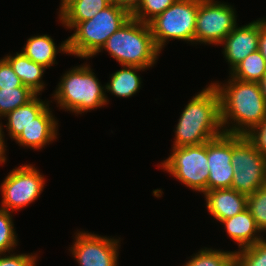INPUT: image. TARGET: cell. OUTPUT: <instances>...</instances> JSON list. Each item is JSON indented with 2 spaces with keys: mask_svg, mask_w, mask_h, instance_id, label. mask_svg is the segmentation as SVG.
<instances>
[{
  "mask_svg": "<svg viewBox=\"0 0 266 266\" xmlns=\"http://www.w3.org/2000/svg\"><path fill=\"white\" fill-rule=\"evenodd\" d=\"M111 4H117V0H108Z\"/></svg>",
  "mask_w": 266,
  "mask_h": 266,
  "instance_id": "cell-36",
  "label": "cell"
},
{
  "mask_svg": "<svg viewBox=\"0 0 266 266\" xmlns=\"http://www.w3.org/2000/svg\"><path fill=\"white\" fill-rule=\"evenodd\" d=\"M89 64L76 66L61 78L53 98L61 109L82 114L100 108L109 102L105 86L94 75ZM105 90V91H104Z\"/></svg>",
  "mask_w": 266,
  "mask_h": 266,
  "instance_id": "cell-5",
  "label": "cell"
},
{
  "mask_svg": "<svg viewBox=\"0 0 266 266\" xmlns=\"http://www.w3.org/2000/svg\"><path fill=\"white\" fill-rule=\"evenodd\" d=\"M235 266H266V239L235 251Z\"/></svg>",
  "mask_w": 266,
  "mask_h": 266,
  "instance_id": "cell-25",
  "label": "cell"
},
{
  "mask_svg": "<svg viewBox=\"0 0 266 266\" xmlns=\"http://www.w3.org/2000/svg\"><path fill=\"white\" fill-rule=\"evenodd\" d=\"M49 106L15 139L17 144L32 149H42L46 144L51 143L57 137L58 121L51 113Z\"/></svg>",
  "mask_w": 266,
  "mask_h": 266,
  "instance_id": "cell-15",
  "label": "cell"
},
{
  "mask_svg": "<svg viewBox=\"0 0 266 266\" xmlns=\"http://www.w3.org/2000/svg\"><path fill=\"white\" fill-rule=\"evenodd\" d=\"M4 59L11 65L22 84L29 87L34 93L40 95V92L44 90L45 87L41 79L46 68L32 61L22 52L16 53L15 56L7 55Z\"/></svg>",
  "mask_w": 266,
  "mask_h": 266,
  "instance_id": "cell-19",
  "label": "cell"
},
{
  "mask_svg": "<svg viewBox=\"0 0 266 266\" xmlns=\"http://www.w3.org/2000/svg\"><path fill=\"white\" fill-rule=\"evenodd\" d=\"M176 1L177 0H143L139 8L132 14V17L138 21L149 24Z\"/></svg>",
  "mask_w": 266,
  "mask_h": 266,
  "instance_id": "cell-28",
  "label": "cell"
},
{
  "mask_svg": "<svg viewBox=\"0 0 266 266\" xmlns=\"http://www.w3.org/2000/svg\"><path fill=\"white\" fill-rule=\"evenodd\" d=\"M259 19L244 26H236L222 41L224 57L232 70L250 53L258 50Z\"/></svg>",
  "mask_w": 266,
  "mask_h": 266,
  "instance_id": "cell-13",
  "label": "cell"
},
{
  "mask_svg": "<svg viewBox=\"0 0 266 266\" xmlns=\"http://www.w3.org/2000/svg\"><path fill=\"white\" fill-rule=\"evenodd\" d=\"M183 266H235V251L206 248L191 256Z\"/></svg>",
  "mask_w": 266,
  "mask_h": 266,
  "instance_id": "cell-24",
  "label": "cell"
},
{
  "mask_svg": "<svg viewBox=\"0 0 266 266\" xmlns=\"http://www.w3.org/2000/svg\"><path fill=\"white\" fill-rule=\"evenodd\" d=\"M245 136L253 146L266 157V117Z\"/></svg>",
  "mask_w": 266,
  "mask_h": 266,
  "instance_id": "cell-29",
  "label": "cell"
},
{
  "mask_svg": "<svg viewBox=\"0 0 266 266\" xmlns=\"http://www.w3.org/2000/svg\"><path fill=\"white\" fill-rule=\"evenodd\" d=\"M263 187L266 188V172H265V178H264V185H263Z\"/></svg>",
  "mask_w": 266,
  "mask_h": 266,
  "instance_id": "cell-37",
  "label": "cell"
},
{
  "mask_svg": "<svg viewBox=\"0 0 266 266\" xmlns=\"http://www.w3.org/2000/svg\"><path fill=\"white\" fill-rule=\"evenodd\" d=\"M44 175L30 164L10 171L1 184V209L20 210L34 202L43 191Z\"/></svg>",
  "mask_w": 266,
  "mask_h": 266,
  "instance_id": "cell-10",
  "label": "cell"
},
{
  "mask_svg": "<svg viewBox=\"0 0 266 266\" xmlns=\"http://www.w3.org/2000/svg\"><path fill=\"white\" fill-rule=\"evenodd\" d=\"M107 50L121 66H139L150 68L160 54L157 49L149 24L131 17L114 32L97 52Z\"/></svg>",
  "mask_w": 266,
  "mask_h": 266,
  "instance_id": "cell-3",
  "label": "cell"
},
{
  "mask_svg": "<svg viewBox=\"0 0 266 266\" xmlns=\"http://www.w3.org/2000/svg\"><path fill=\"white\" fill-rule=\"evenodd\" d=\"M258 83L261 88L262 95L266 101V73Z\"/></svg>",
  "mask_w": 266,
  "mask_h": 266,
  "instance_id": "cell-35",
  "label": "cell"
},
{
  "mask_svg": "<svg viewBox=\"0 0 266 266\" xmlns=\"http://www.w3.org/2000/svg\"><path fill=\"white\" fill-rule=\"evenodd\" d=\"M226 82L225 85L212 83L220 98L223 131L246 135L266 117V101L258 82H244L232 77ZM229 124L232 125L229 127Z\"/></svg>",
  "mask_w": 266,
  "mask_h": 266,
  "instance_id": "cell-1",
  "label": "cell"
},
{
  "mask_svg": "<svg viewBox=\"0 0 266 266\" xmlns=\"http://www.w3.org/2000/svg\"><path fill=\"white\" fill-rule=\"evenodd\" d=\"M142 2L143 0H117V5L127 10L132 15Z\"/></svg>",
  "mask_w": 266,
  "mask_h": 266,
  "instance_id": "cell-33",
  "label": "cell"
},
{
  "mask_svg": "<svg viewBox=\"0 0 266 266\" xmlns=\"http://www.w3.org/2000/svg\"><path fill=\"white\" fill-rule=\"evenodd\" d=\"M0 208V254L10 251L17 246V236L14 229L12 214Z\"/></svg>",
  "mask_w": 266,
  "mask_h": 266,
  "instance_id": "cell-26",
  "label": "cell"
},
{
  "mask_svg": "<svg viewBox=\"0 0 266 266\" xmlns=\"http://www.w3.org/2000/svg\"><path fill=\"white\" fill-rule=\"evenodd\" d=\"M71 253L79 266H117L119 239L78 232Z\"/></svg>",
  "mask_w": 266,
  "mask_h": 266,
  "instance_id": "cell-11",
  "label": "cell"
},
{
  "mask_svg": "<svg viewBox=\"0 0 266 266\" xmlns=\"http://www.w3.org/2000/svg\"><path fill=\"white\" fill-rule=\"evenodd\" d=\"M56 47L49 35H37L27 39V43L21 52L32 61L43 65L45 68H49L56 64V54L59 51L69 53L67 39L59 46L60 49Z\"/></svg>",
  "mask_w": 266,
  "mask_h": 266,
  "instance_id": "cell-18",
  "label": "cell"
},
{
  "mask_svg": "<svg viewBox=\"0 0 266 266\" xmlns=\"http://www.w3.org/2000/svg\"><path fill=\"white\" fill-rule=\"evenodd\" d=\"M204 196L207 210L219 222L247 209L248 196L232 188L213 189L206 191Z\"/></svg>",
  "mask_w": 266,
  "mask_h": 266,
  "instance_id": "cell-14",
  "label": "cell"
},
{
  "mask_svg": "<svg viewBox=\"0 0 266 266\" xmlns=\"http://www.w3.org/2000/svg\"><path fill=\"white\" fill-rule=\"evenodd\" d=\"M36 93L22 85L16 88H0V117L29 102Z\"/></svg>",
  "mask_w": 266,
  "mask_h": 266,
  "instance_id": "cell-23",
  "label": "cell"
},
{
  "mask_svg": "<svg viewBox=\"0 0 266 266\" xmlns=\"http://www.w3.org/2000/svg\"><path fill=\"white\" fill-rule=\"evenodd\" d=\"M232 158V134L223 133L207 142L209 178L207 191L231 188L234 176Z\"/></svg>",
  "mask_w": 266,
  "mask_h": 266,
  "instance_id": "cell-12",
  "label": "cell"
},
{
  "mask_svg": "<svg viewBox=\"0 0 266 266\" xmlns=\"http://www.w3.org/2000/svg\"><path fill=\"white\" fill-rule=\"evenodd\" d=\"M110 4L108 0H61L59 19L72 30L78 22L92 19Z\"/></svg>",
  "mask_w": 266,
  "mask_h": 266,
  "instance_id": "cell-16",
  "label": "cell"
},
{
  "mask_svg": "<svg viewBox=\"0 0 266 266\" xmlns=\"http://www.w3.org/2000/svg\"><path fill=\"white\" fill-rule=\"evenodd\" d=\"M258 50L266 60V19L259 18V43Z\"/></svg>",
  "mask_w": 266,
  "mask_h": 266,
  "instance_id": "cell-32",
  "label": "cell"
},
{
  "mask_svg": "<svg viewBox=\"0 0 266 266\" xmlns=\"http://www.w3.org/2000/svg\"><path fill=\"white\" fill-rule=\"evenodd\" d=\"M1 119V118H0ZM3 126L2 123L0 122V163H4L6 162V145H5V141H4V132L2 131Z\"/></svg>",
  "mask_w": 266,
  "mask_h": 266,
  "instance_id": "cell-34",
  "label": "cell"
},
{
  "mask_svg": "<svg viewBox=\"0 0 266 266\" xmlns=\"http://www.w3.org/2000/svg\"><path fill=\"white\" fill-rule=\"evenodd\" d=\"M36 94L29 102L9 112L6 116L8 119L5 127L9 135L14 140L23 131L24 127L33 122V119L38 117L49 104L42 99L37 98Z\"/></svg>",
  "mask_w": 266,
  "mask_h": 266,
  "instance_id": "cell-20",
  "label": "cell"
},
{
  "mask_svg": "<svg viewBox=\"0 0 266 266\" xmlns=\"http://www.w3.org/2000/svg\"><path fill=\"white\" fill-rule=\"evenodd\" d=\"M22 85L11 65L4 58L0 59V88H16Z\"/></svg>",
  "mask_w": 266,
  "mask_h": 266,
  "instance_id": "cell-30",
  "label": "cell"
},
{
  "mask_svg": "<svg viewBox=\"0 0 266 266\" xmlns=\"http://www.w3.org/2000/svg\"><path fill=\"white\" fill-rule=\"evenodd\" d=\"M132 15L117 4H110L92 19L78 22L68 37V54L91 58L103 47L107 39L124 25Z\"/></svg>",
  "mask_w": 266,
  "mask_h": 266,
  "instance_id": "cell-4",
  "label": "cell"
},
{
  "mask_svg": "<svg viewBox=\"0 0 266 266\" xmlns=\"http://www.w3.org/2000/svg\"><path fill=\"white\" fill-rule=\"evenodd\" d=\"M175 129L173 147L207 143L224 133L220 98L212 83L188 102Z\"/></svg>",
  "mask_w": 266,
  "mask_h": 266,
  "instance_id": "cell-2",
  "label": "cell"
},
{
  "mask_svg": "<svg viewBox=\"0 0 266 266\" xmlns=\"http://www.w3.org/2000/svg\"><path fill=\"white\" fill-rule=\"evenodd\" d=\"M198 6L199 0H177L149 23L160 52L169 39L194 43Z\"/></svg>",
  "mask_w": 266,
  "mask_h": 266,
  "instance_id": "cell-6",
  "label": "cell"
},
{
  "mask_svg": "<svg viewBox=\"0 0 266 266\" xmlns=\"http://www.w3.org/2000/svg\"><path fill=\"white\" fill-rule=\"evenodd\" d=\"M207 143L173 147L171 155L160 165L181 183L194 191H207L209 165Z\"/></svg>",
  "mask_w": 266,
  "mask_h": 266,
  "instance_id": "cell-8",
  "label": "cell"
},
{
  "mask_svg": "<svg viewBox=\"0 0 266 266\" xmlns=\"http://www.w3.org/2000/svg\"><path fill=\"white\" fill-rule=\"evenodd\" d=\"M247 209L261 232L266 231V188L260 187L247 198Z\"/></svg>",
  "mask_w": 266,
  "mask_h": 266,
  "instance_id": "cell-27",
  "label": "cell"
},
{
  "mask_svg": "<svg viewBox=\"0 0 266 266\" xmlns=\"http://www.w3.org/2000/svg\"><path fill=\"white\" fill-rule=\"evenodd\" d=\"M230 76L244 82H259L266 73V60L260 51L250 53L232 70Z\"/></svg>",
  "mask_w": 266,
  "mask_h": 266,
  "instance_id": "cell-22",
  "label": "cell"
},
{
  "mask_svg": "<svg viewBox=\"0 0 266 266\" xmlns=\"http://www.w3.org/2000/svg\"><path fill=\"white\" fill-rule=\"evenodd\" d=\"M221 223L225 226L228 236L231 237L235 243H238V250L252 246L264 238L260 236L259 233H261V230L248 209H245L233 217L222 220Z\"/></svg>",
  "mask_w": 266,
  "mask_h": 266,
  "instance_id": "cell-17",
  "label": "cell"
},
{
  "mask_svg": "<svg viewBox=\"0 0 266 266\" xmlns=\"http://www.w3.org/2000/svg\"><path fill=\"white\" fill-rule=\"evenodd\" d=\"M228 3L199 0L194 42L220 45L237 26L236 11Z\"/></svg>",
  "mask_w": 266,
  "mask_h": 266,
  "instance_id": "cell-9",
  "label": "cell"
},
{
  "mask_svg": "<svg viewBox=\"0 0 266 266\" xmlns=\"http://www.w3.org/2000/svg\"><path fill=\"white\" fill-rule=\"evenodd\" d=\"M122 68L111 74L105 89L117 97L129 98L141 88L142 81L137 72L146 68L128 65H123Z\"/></svg>",
  "mask_w": 266,
  "mask_h": 266,
  "instance_id": "cell-21",
  "label": "cell"
},
{
  "mask_svg": "<svg viewBox=\"0 0 266 266\" xmlns=\"http://www.w3.org/2000/svg\"><path fill=\"white\" fill-rule=\"evenodd\" d=\"M0 254V266H36L37 255L29 254H10L9 256Z\"/></svg>",
  "mask_w": 266,
  "mask_h": 266,
  "instance_id": "cell-31",
  "label": "cell"
},
{
  "mask_svg": "<svg viewBox=\"0 0 266 266\" xmlns=\"http://www.w3.org/2000/svg\"><path fill=\"white\" fill-rule=\"evenodd\" d=\"M234 176L231 188L246 196L252 195L264 185L266 157L245 135L232 134V158Z\"/></svg>",
  "mask_w": 266,
  "mask_h": 266,
  "instance_id": "cell-7",
  "label": "cell"
}]
</instances>
